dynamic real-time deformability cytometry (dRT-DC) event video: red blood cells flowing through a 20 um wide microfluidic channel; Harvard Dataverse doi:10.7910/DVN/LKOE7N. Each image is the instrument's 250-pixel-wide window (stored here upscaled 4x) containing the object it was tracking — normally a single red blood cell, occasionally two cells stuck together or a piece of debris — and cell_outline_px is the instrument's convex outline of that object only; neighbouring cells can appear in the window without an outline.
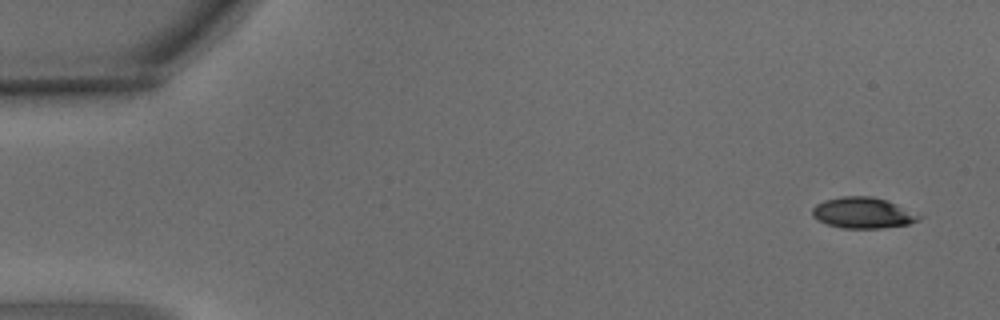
{"species": "common noctule bat (a hibernating species)", "species_latin": "Nyctalus noctula", "temperature_condition": "warm", "stored_images_in_passage": 4, "camera_frame_rate_fps": 3000, "um_per_image_px": 0.085, "animal": {"sex": "male", "body_mass_g": 15.6}, "frame": {"image": 1, "passage_image": 1, "time_ms": 0.0, "image_size_px": [1000, 320], "cell_outline_px": [[924, 216], [920, 220], [908, 224], [880, 228], [844, 228], [828, 224], [812, 216], [812, 208], [816, 204], [824, 200], [840, 196], [872, 196], [888, 200]], "centroid_in_image_um": [73.38, 18.08], "position_along_channel_um": 11.6, "area_um2": 19.31}}
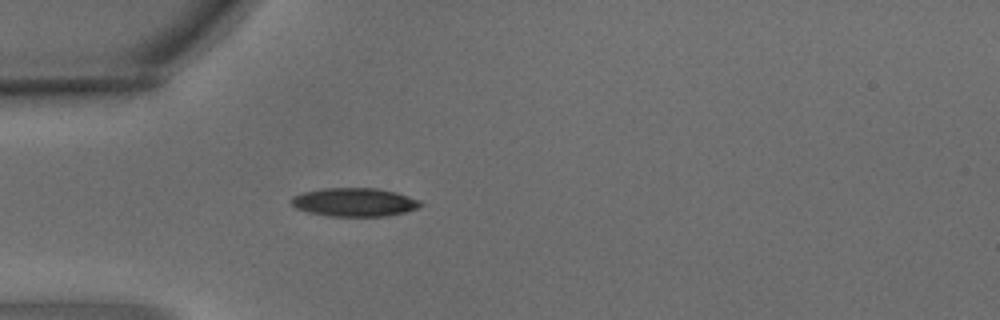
{"frame": {"image": 2, "passage_image": 4, "time_ms": 1.0, "image_size_px": [1000, 320], "cell_outline_px": [[424, 204], [416, 208], [404, 212], [388, 216], [328, 216], [308, 212], [296, 208], [292, 204], [292, 196], [300, 192], [324, 188], [376, 188], [396, 192], [420, 200]], "centroid_in_image_um": [30.11, 17.18], "position_along_channel_um": 54.9, "area_um2": 21.5}}